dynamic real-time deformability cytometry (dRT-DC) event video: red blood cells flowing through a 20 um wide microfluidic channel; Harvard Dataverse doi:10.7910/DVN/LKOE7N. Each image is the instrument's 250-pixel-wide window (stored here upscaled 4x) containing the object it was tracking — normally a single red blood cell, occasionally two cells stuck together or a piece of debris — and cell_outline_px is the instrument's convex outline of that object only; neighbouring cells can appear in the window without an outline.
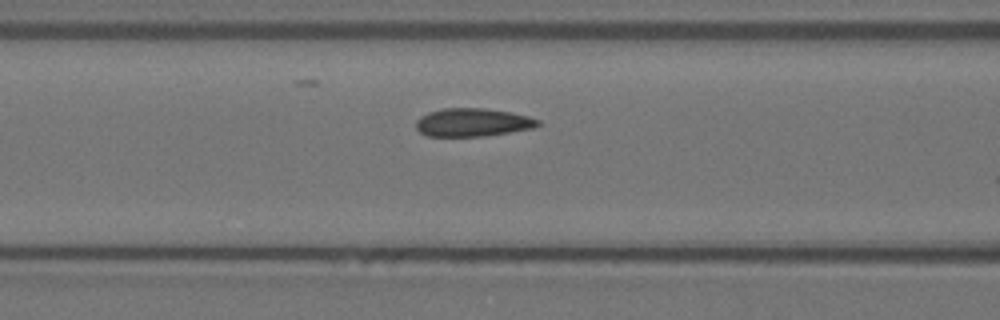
{"species": "Egyptian fruit bat (a non-hibernating species)", "species_latin": "Rousettus aegyptiacus", "temperature_condition": "warm", "stored_images_in_passage": 12, "camera_frame_rate_fps": 3000, "um_per_image_px": 0.085, "animal": {"sex": "female"}, "frame": {"image": 1, "passage_image": 11, "time_ms": 3.333, "image_size_px": [1000, 320], "cell_outline_px": [[540, 124], [532, 128], [484, 136], [428, 136], [420, 132], [416, 128], [416, 120], [420, 116], [428, 112], [444, 108], [484, 108], [512, 112], [528, 116], [540, 120]], "centroid_in_image_um": [40.16, 10.39], "position_along_channel_um": 126.4, "area_um2": 20.0}}